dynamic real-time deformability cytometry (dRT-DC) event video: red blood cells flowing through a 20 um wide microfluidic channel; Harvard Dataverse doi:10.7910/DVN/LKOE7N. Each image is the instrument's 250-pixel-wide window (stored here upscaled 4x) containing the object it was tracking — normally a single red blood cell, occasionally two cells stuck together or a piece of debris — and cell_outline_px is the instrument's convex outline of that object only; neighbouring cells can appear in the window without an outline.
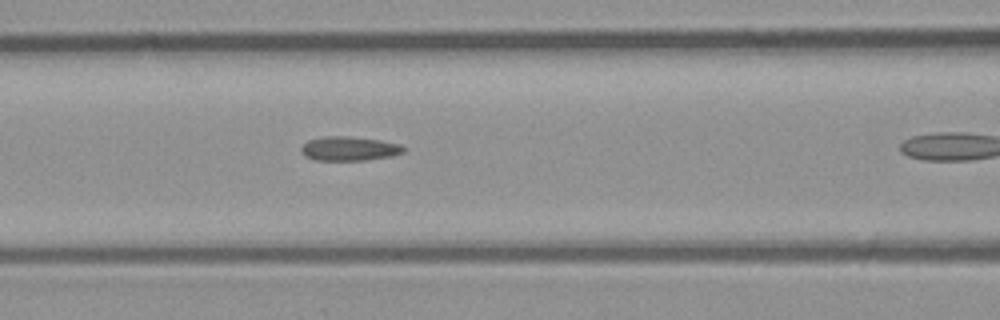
{"species": "common noctule bat (a hibernating species)", "species_latin": "Nyctalus noctula", "temperature_condition": "room temperature", "stored_images_in_passage": 10, "camera_frame_rate_fps": 3000, "um_per_image_px": 0.085, "animal": {"sex": "male", "body_mass_g": 23.1, "forearm_length_mm": 52.7}, "frame": {"image": 1, "passage_image": 9, "time_ms": 2.667, "image_size_px": [1000, 320], "cell_outline_px": [[404, 152], [392, 156], [364, 160], [316, 160], [304, 156], [300, 152], [300, 148], [308, 140], [324, 136], [348, 136], [380, 140], [400, 144], [404, 148]], "centroid_in_image_um": [29.65, 12.63], "position_along_channel_um": 136.9, "area_um2": 14.45}}